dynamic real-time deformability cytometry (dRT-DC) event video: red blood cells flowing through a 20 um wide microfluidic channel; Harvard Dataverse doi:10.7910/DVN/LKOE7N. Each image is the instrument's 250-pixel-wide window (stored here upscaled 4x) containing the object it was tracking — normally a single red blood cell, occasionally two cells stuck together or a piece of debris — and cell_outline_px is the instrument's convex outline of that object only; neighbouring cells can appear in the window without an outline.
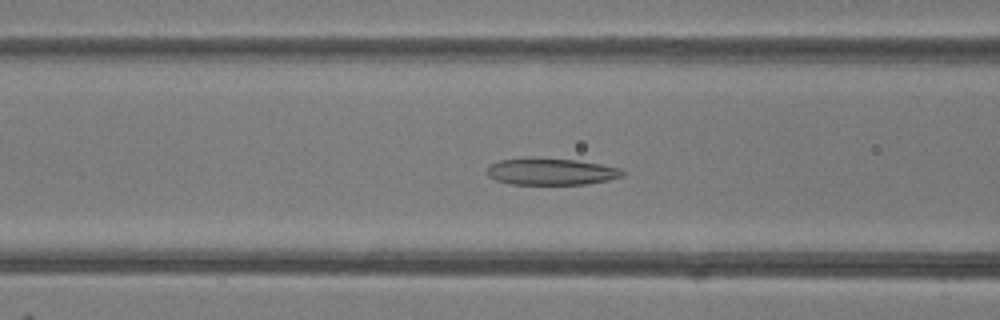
{"species": "common noctule bat (a hibernating species)", "species_latin": "Nyctalus noctula", "temperature_condition": "room temperature", "stored_images_in_passage": 39, "camera_frame_rate_fps": 3000, "um_per_image_px": 0.085, "animal": {"sex": "female"}, "frame": {"image": 1, "passage_image": 10, "time_ms": 3.0, "image_size_px": [1000, 320], "cell_outline_px": [[624, 176], [608, 180], [584, 184], [508, 184], [496, 180], [488, 176], [484, 172], [488, 164], [500, 160], [576, 160], [600, 164], [620, 168], [624, 172]], "centroid_in_image_um": [46.82, 14.62], "position_along_channel_um": 119.8, "area_um2": 20.52}}
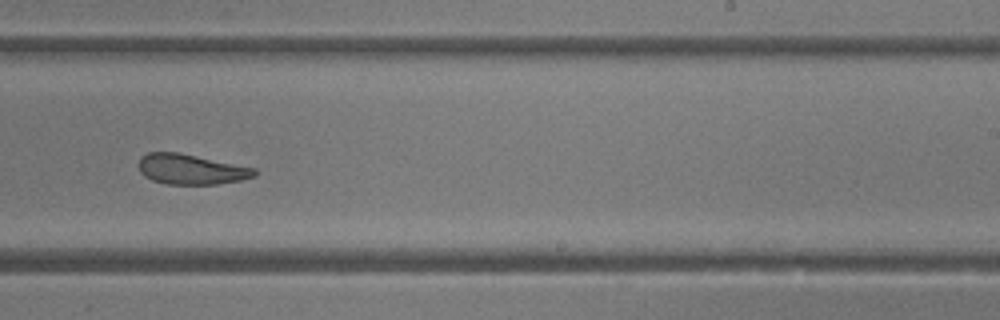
{"frame": {"image": 2, "passage_image": 21, "time_ms": 6.667, "image_size_px": [1000, 320], "cell_outline_px": [[256, 176], [240, 180], [216, 184], [168, 184], [152, 180], [144, 176], [140, 172], [136, 164], [140, 156], [148, 152], [180, 152], [256, 168]], "centroid_in_image_um": [16.19, 14.37], "position_along_channel_um": 272.8, "area_um2": 20.63}}
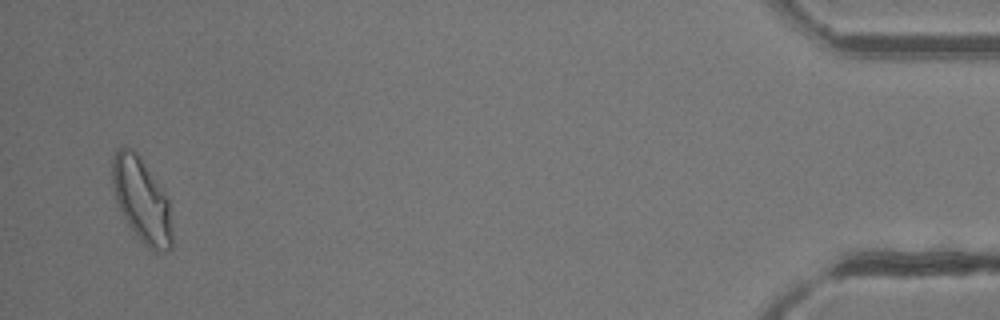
{"frame": {"image": 3, "passage_image": 38, "time_ms": 12.333, "image_size_px": [1000, 320], "cell_outline_px": [[172, 248], [168, 252], [152, 252], [140, 240], [128, 224], [116, 200], [112, 184], [112, 156], [116, 148], [132, 148], [140, 156], [168, 200], [172, 228]], "centroid_in_image_um": [12.04, 17.04], "position_along_channel_um": 423.2, "area_um2": 29.25}, "authors_computed_cell_mechanics": {"area_um2": 22.542, "velocity_mm_per_s": 4.1663, "shape_relaxation_time_tau1_ms": 9.5179, "shape_relaxation_time_tau2_ms": 1.2851, "deformation_change_tau1": 0.2133, "deformation_change_tau2": 0.0868}}